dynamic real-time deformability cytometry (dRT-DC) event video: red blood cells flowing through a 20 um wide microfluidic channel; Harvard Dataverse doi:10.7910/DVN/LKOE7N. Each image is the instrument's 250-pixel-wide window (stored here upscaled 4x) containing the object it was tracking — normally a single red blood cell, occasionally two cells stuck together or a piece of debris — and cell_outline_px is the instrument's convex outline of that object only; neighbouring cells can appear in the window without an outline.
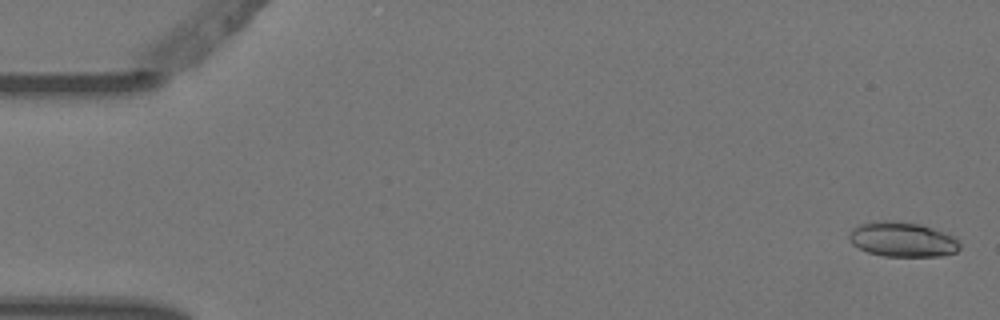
{"species": "Egyptian fruit bat (a non-hibernating species)", "species_latin": "Rousettus aegyptiacus", "temperature_condition": "warm", "stored_images_in_passage": 5, "camera_frame_rate_fps": 3000, "um_per_image_px": 0.085, "animal": {"sex": "female"}, "frame": {"image": 1, "passage_image": 1, "time_ms": 0.0, "image_size_px": [1000, 320], "cell_outline_px": [[960, 248], [956, 252], [940, 256], [884, 256], [868, 252], [852, 244], [848, 240], [848, 236], [852, 228], [860, 224], [880, 220], [892, 220], [920, 224], [944, 232], [952, 236], [960, 244]], "centroid_in_image_um": [76.68, 20.35], "position_along_channel_um": 8.3, "area_um2": 22.43}}
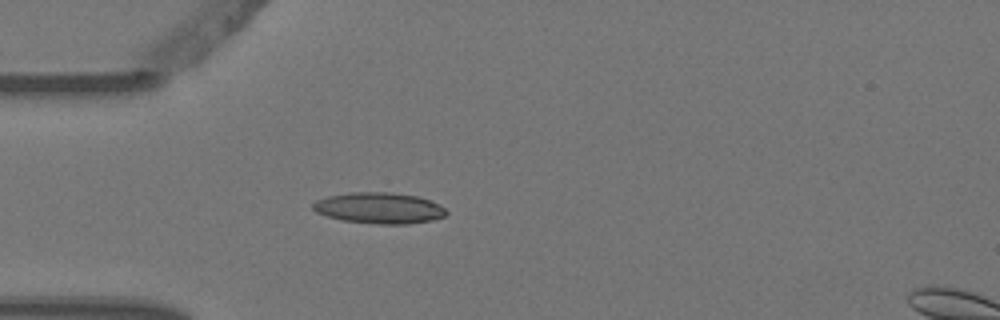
{"frame": {"image": 2, "passage_image": 5, "time_ms": 1.333, "image_size_px": [1000, 320], "cell_outline_px": [[448, 212], [444, 216], [432, 220], [408, 224], [380, 224], [344, 220], [328, 216], [316, 212], [312, 208], [312, 204], [316, 200], [328, 196], [348, 192], [388, 192], [416, 196], [440, 204]], "centroid_in_image_um": [32.23, 17.68], "position_along_channel_um": 52.8, "area_um2": 23.99}}